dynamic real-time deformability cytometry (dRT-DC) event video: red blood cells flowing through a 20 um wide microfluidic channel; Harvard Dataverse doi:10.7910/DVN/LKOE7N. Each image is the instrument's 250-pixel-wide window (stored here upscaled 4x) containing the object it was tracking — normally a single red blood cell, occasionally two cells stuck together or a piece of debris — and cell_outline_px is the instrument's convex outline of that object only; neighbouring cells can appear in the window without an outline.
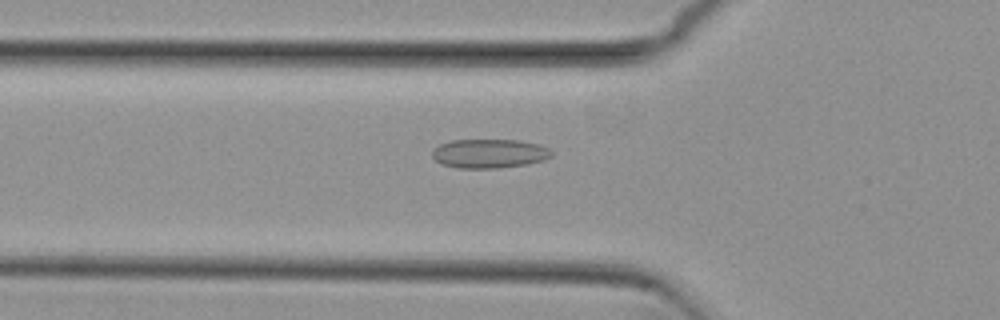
{"species": "common noctule bat (a hibernating species)", "species_latin": "Nyctalus noctula", "temperature_condition": "cold", "stored_images_in_passage": 53, "camera_frame_rate_fps": 3000, "um_per_image_px": 0.085, "animal": {"sex": "female", "body_mass_g": 29.2, "forearm_length_mm": 56.3}, "frame": {"image": 1, "passage_image": 18, "time_ms": 5.667, "image_size_px": [1000, 320], "cell_outline_px": [[552, 156], [544, 160], [524, 164], [496, 168], [456, 168], [440, 164], [432, 156], [432, 148], [440, 144], [452, 140], [516, 140], [540, 144], [548, 148], [552, 152]], "centroid_in_image_um": [41.56, 13.05], "position_along_channel_um": 84.2, "area_um2": 20.23}}
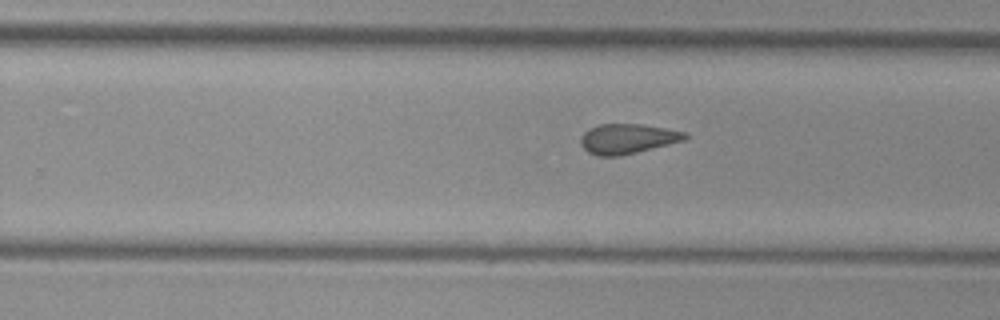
{"frame": {"image": 2, "passage_image": 33, "time_ms": 10.667, "image_size_px": [1000, 320], "cell_outline_px": [[688, 136], [684, 140], [620, 156], [596, 156], [588, 152], [580, 144], [580, 136], [588, 128], [600, 124], [640, 124], [688, 132]], "centroid_in_image_um": [53.3, 11.79], "position_along_channel_um": 276.5, "area_um2": 18.15}}
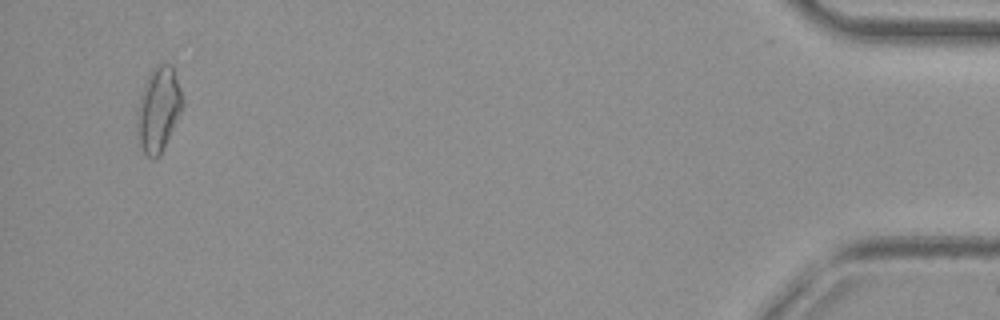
{"frame": {"image": 3, "passage_image": 51, "time_ms": 16.667, "image_size_px": [1000, 320], "cell_outline_px": [[180, 112], [160, 156], [152, 160], [144, 152], [136, 136], [136, 112], [140, 96], [144, 84], [152, 68], [156, 64], [172, 64], [180, 92]], "centroid_in_image_um": [13.4, 9.32], "position_along_channel_um": 421.8, "area_um2": 22.02}, "authors_computed_cell_mechanics": {"area_um2": 19.4208, "velocity_mm_per_s": 3.8325, "shape_relaxation_time_tau1_ms": null, "shape_relaxation_time_tau2_ms": 3.0157, "deformation_change_tau1": null, "deformation_change_tau2": 0.109}}